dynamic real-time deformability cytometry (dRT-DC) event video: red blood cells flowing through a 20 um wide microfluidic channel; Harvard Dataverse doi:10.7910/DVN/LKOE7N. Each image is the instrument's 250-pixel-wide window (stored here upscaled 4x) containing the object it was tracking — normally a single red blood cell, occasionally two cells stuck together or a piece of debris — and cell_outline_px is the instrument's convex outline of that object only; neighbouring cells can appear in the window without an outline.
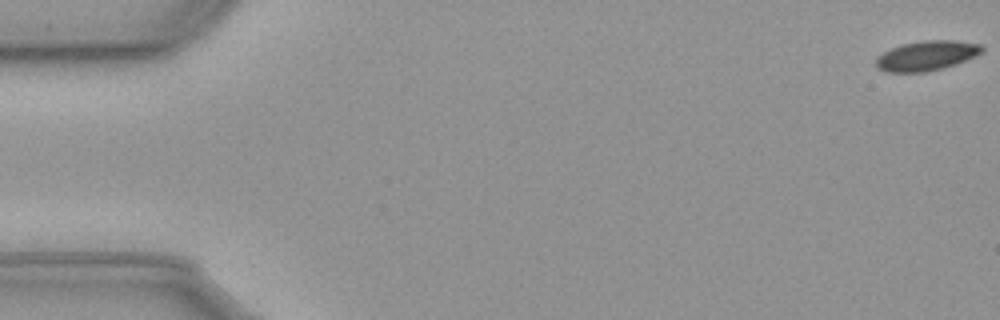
{"species": "common noctule bat (a hibernating species)", "species_latin": "Nyctalus noctula", "temperature_condition": "cold", "stored_images_in_passage": 58, "camera_frame_rate_fps": 3000, "um_per_image_px": 0.085, "animal": {"sex": "male", "body_mass_g": 23.1, "forearm_length_mm": 52.7}, "frame": {"image": 1, "passage_image": 1, "time_ms": 0.0, "image_size_px": [1000, 320], "cell_outline_px": [[984, 48], [976, 56], [956, 64], [924, 72], [888, 72], [876, 68], [876, 56], [900, 44], [924, 40], [956, 40], [984, 44]], "centroid_in_image_um": [78.77, 4.72], "position_along_channel_um": 6.2, "area_um2": 18.5}}
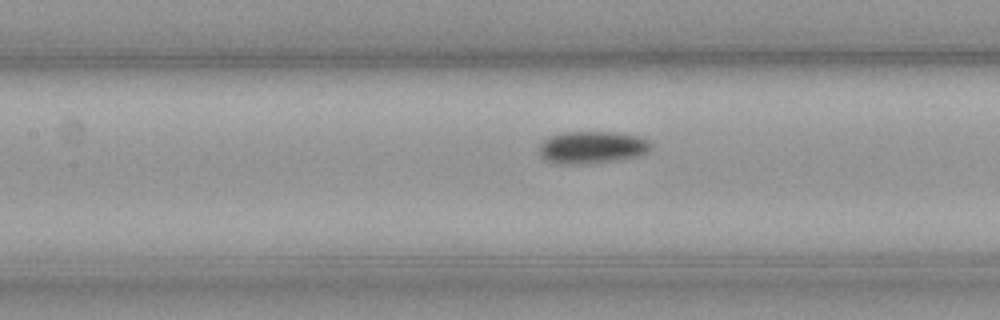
{"frame": {"image": 2, "passage_image": 26, "time_ms": 8.333, "image_size_px": [1000, 320], "cell_outline_px": [[652, 144], [648, 152], [640, 156], [612, 160], [572, 164], [560, 164], [548, 160], [540, 156], [540, 144], [544, 140], [552, 136], [564, 132], [616, 132], [636, 136], [648, 140]], "centroid_in_image_um": [50.34, 12.51], "position_along_channel_um": 157.1, "area_um2": 20.63}}
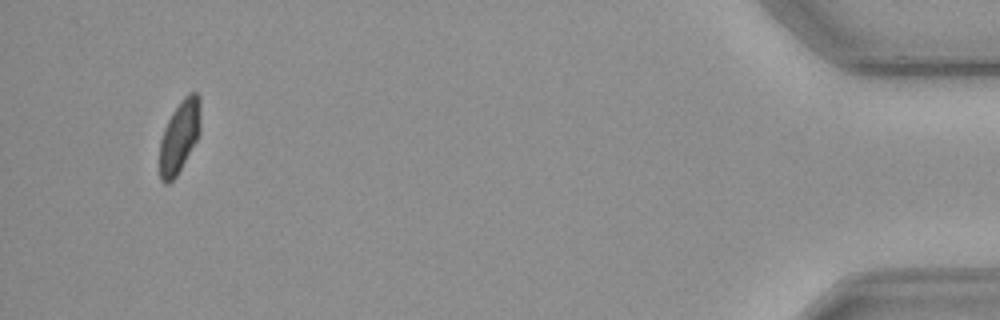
{"frame": {"image": 3, "passage_image": 55, "time_ms": 18.0, "image_size_px": [1000, 320], "cell_outline_px": [[200, 132], [196, 140], [176, 176], [168, 184], [164, 184], [160, 180], [160, 140], [164, 128], [172, 112], [180, 100], [188, 92], [196, 92], [200, 96]], "centroid_in_image_um": [15.25, 11.56], "position_along_channel_um": 419.9, "area_um2": 17.22}, "authors_computed_cell_mechanics": {"area_um2": 19.2763, "velocity_mm_per_s": 3.599, "shape_relaxation_time_tau1_ms": 7.6441, "shape_relaxation_time_tau2_ms": null, "deformation_change_tau1": 0.1051, "deformation_change_tau2": null}}